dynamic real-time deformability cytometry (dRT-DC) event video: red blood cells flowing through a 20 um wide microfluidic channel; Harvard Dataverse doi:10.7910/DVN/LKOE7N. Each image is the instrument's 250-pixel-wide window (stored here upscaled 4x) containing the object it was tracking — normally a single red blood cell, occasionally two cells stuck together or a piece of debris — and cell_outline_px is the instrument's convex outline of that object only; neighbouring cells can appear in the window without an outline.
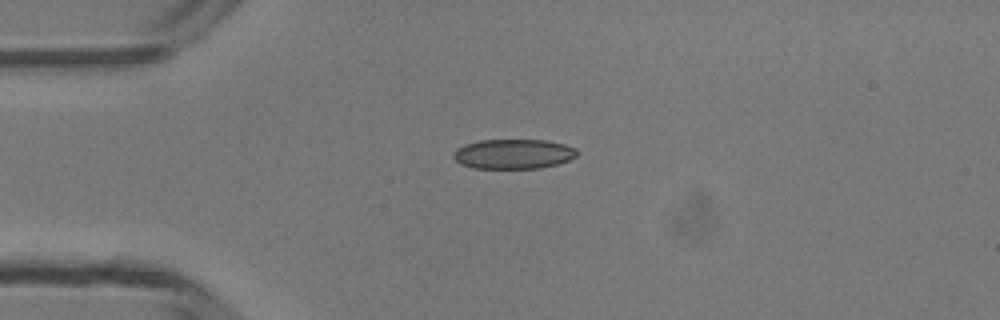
{"species": "common noctule bat (a hibernating species)", "species_latin": "Nyctalus noctula", "temperature_condition": "room temperature", "stored_images_in_passage": 3, "camera_frame_rate_fps": 3000, "um_per_image_px": 0.085, "animal": {"sex": "male", "body_mass_g": 13.3}, "frame": {"image": 1, "passage_image": 1, "time_ms": 0.0, "image_size_px": [1000, 320], "cell_outline_px": [[580, 152], [576, 156], [568, 160], [556, 164], [540, 168], [472, 168], [460, 164], [452, 156], [452, 152], [456, 148], [464, 144], [480, 140], [544, 140], [564, 144], [576, 148]], "centroid_in_image_um": [43.61, 13.08], "position_along_channel_um": 41.4, "area_um2": 21.56}}
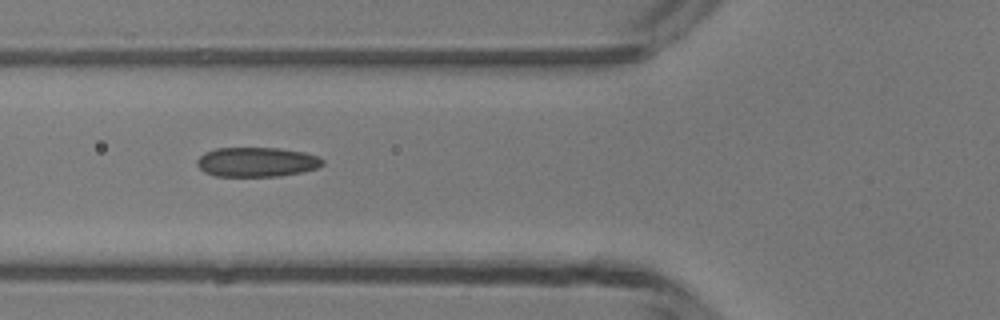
{"frame": {"image": 2, "passage_image": 3, "time_ms": 2.0, "image_size_px": [1000, 320], "cell_outline_px": [[324, 164], [316, 168], [300, 172], [280, 176], [216, 176], [204, 172], [196, 164], [196, 160], [204, 152], [216, 148], [280, 148], [304, 152], [320, 156], [324, 160]], "centroid_in_image_um": [21.82, 13.76], "position_along_channel_um": 104.0, "area_um2": 21.73}}